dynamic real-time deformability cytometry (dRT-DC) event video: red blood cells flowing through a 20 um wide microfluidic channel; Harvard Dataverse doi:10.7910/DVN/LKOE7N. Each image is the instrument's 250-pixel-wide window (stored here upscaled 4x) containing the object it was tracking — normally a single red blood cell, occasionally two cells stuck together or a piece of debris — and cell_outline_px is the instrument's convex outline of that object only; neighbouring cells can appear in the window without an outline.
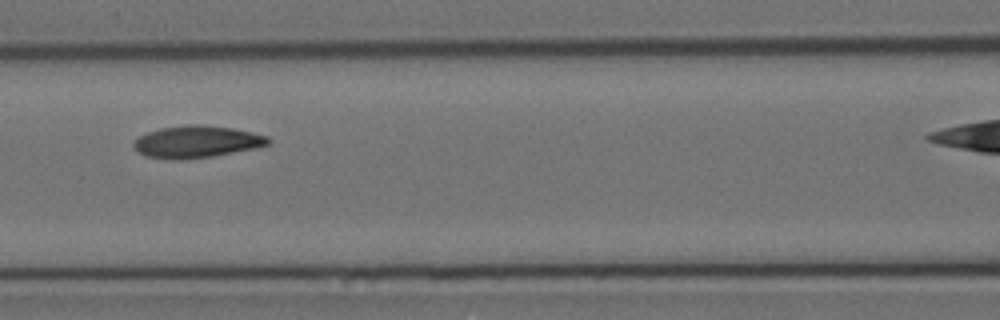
{"species": "Egyptian fruit bat (a non-hibernating species)", "species_latin": "Rousettus aegyptiacus", "temperature_condition": "cold", "stored_images_in_passage": 4, "camera_frame_rate_fps": 3000, "um_per_image_px": 0.085, "animal": {"sex": "female"}, "frame": {"image": 1, "passage_image": 3, "time_ms": 2.333, "image_size_px": [1000, 320], "cell_outline_px": [[272, 140], [268, 144], [256, 148], [212, 156], [180, 160], [172, 160], [144, 156], [132, 144], [140, 136], [148, 132], [160, 128], [188, 124], [200, 124], [232, 128], [252, 132], [268, 136]], "centroid_in_image_um": [16.73, 12.05], "position_along_channel_um": 149.9, "area_um2": 25.09}}